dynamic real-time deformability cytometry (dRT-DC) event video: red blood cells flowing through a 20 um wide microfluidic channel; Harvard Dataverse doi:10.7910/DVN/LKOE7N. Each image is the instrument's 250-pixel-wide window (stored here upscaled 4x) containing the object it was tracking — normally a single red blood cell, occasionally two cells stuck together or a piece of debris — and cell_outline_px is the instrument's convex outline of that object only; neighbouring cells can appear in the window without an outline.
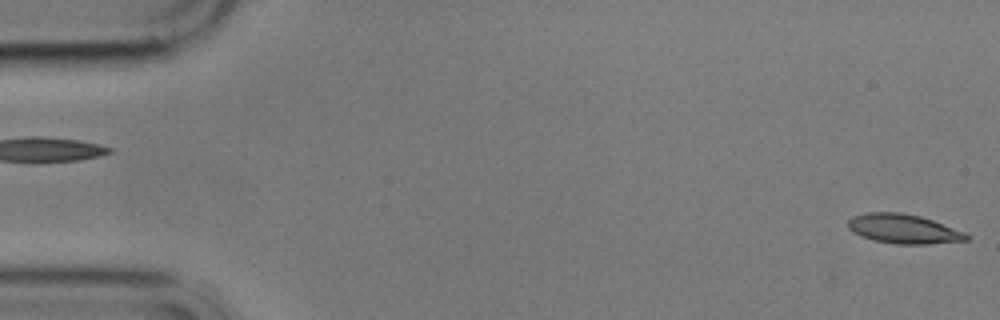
{"species": "common noctule bat (a hibernating species)", "species_latin": "Nyctalus noctula", "temperature_condition": "cold", "stored_images_in_passage": 5, "segment_of_instrument_passage": [2, 2], "camera_frame_rate_fps": 3000, "um_per_image_px": 0.085, "animal": {"sex": "male", "body_mass_g": 17.9}, "frame": {"image": 1, "passage_image": 5, "time_ms": 5.667, "image_size_px": [1000, 320], "cell_outline_px": [[972, 236], [968, 240], [928, 244], [896, 244], [872, 240], [860, 236], [852, 232], [848, 228], [848, 220], [852, 216], [868, 212], [900, 212], [920, 216], [932, 220], [964, 232]], "centroid_in_image_um": [76.77, 19.46], "position_along_channel_um": 8.2, "area_um2": 20.35}}